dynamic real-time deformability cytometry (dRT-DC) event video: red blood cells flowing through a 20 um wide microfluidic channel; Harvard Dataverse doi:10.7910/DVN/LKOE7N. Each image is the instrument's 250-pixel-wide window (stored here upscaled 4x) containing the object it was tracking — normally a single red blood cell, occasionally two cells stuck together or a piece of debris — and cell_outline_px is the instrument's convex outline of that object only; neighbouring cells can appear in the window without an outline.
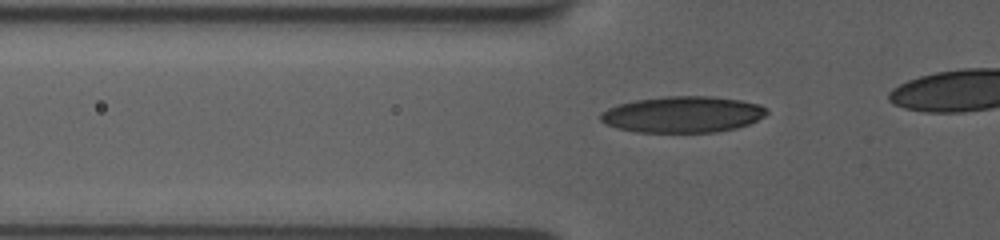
{"species": "human", "species_latin": "Homo sapiens", "temperature_condition": "room temperature", "stored_images_in_passage": 39, "camera_frame_rate_fps": 3000, "um_per_image_px": 0.085, "donor": {"sex": "female"}, "frame": {"image": 1, "passage_image": 10, "time_ms": 3.0, "image_size_px": [1000, 240], "cell_outline_px": [[768, 112], [764, 116], [748, 124], [736, 128], [716, 132], [636, 132], [616, 128], [604, 124], [600, 120], [600, 112], [608, 108], [620, 104], [636, 100], [664, 96], [712, 96], [740, 100], [760, 104], [768, 108]], "centroid_in_image_um": [58.02, 9.72], "position_along_channel_um": 67.8, "area_um2": 35.26}}
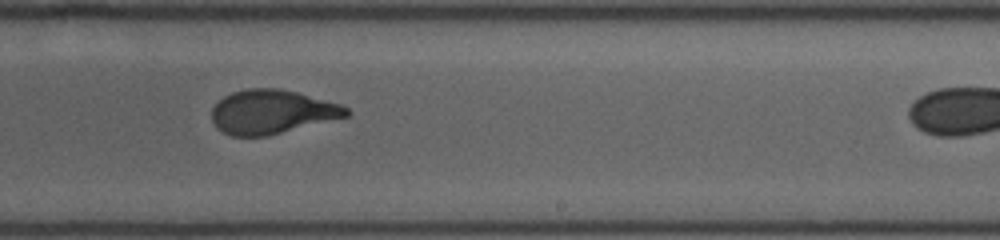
{"frame": {"image": 2, "passage_image": 26, "time_ms": 8.333, "image_size_px": [1000, 240], "cell_outline_px": [[352, 112], [348, 116], [268, 136], [232, 136], [216, 128], [212, 120], [212, 108], [224, 96], [232, 92], [248, 88], [280, 88], [296, 92], [340, 104], [348, 108]], "centroid_in_image_um": [23.11, 9.51], "position_along_channel_um": 265.9, "area_um2": 34.45}}
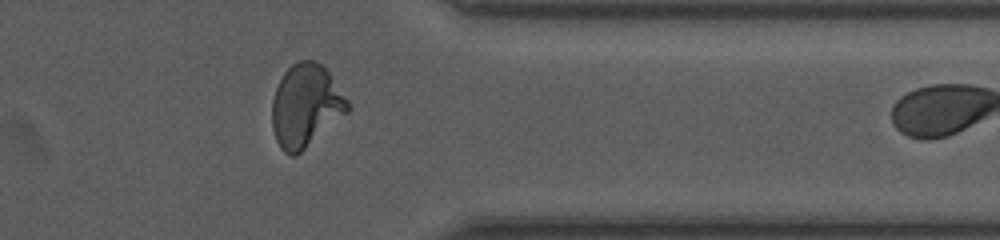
{"frame": {"image": 3, "passage_image": 36, "time_ms": 11.667, "image_size_px": [1000, 240], "cell_outline_px": [[352, 108], [348, 112], [296, 156], [292, 156], [284, 152], [280, 148], [276, 140], [272, 128], [272, 100], [276, 88], [284, 72], [296, 60], [316, 60], [328, 72], [348, 100]], "centroid_in_image_um": [25.98, 8.99], "position_along_channel_um": 385.4, "area_um2": 36.41}}